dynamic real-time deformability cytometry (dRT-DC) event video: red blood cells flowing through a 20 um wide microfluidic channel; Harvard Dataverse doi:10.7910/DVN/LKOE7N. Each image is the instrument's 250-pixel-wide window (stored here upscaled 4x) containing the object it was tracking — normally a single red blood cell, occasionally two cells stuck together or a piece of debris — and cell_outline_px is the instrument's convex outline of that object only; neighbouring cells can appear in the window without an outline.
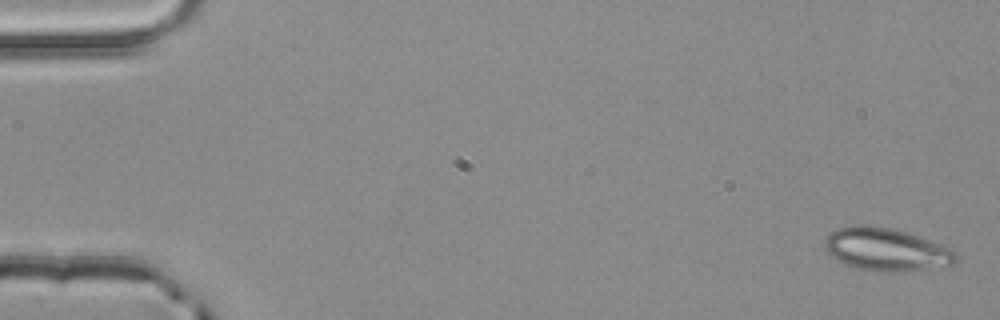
{"species": "common noctule bat (a hibernating species)", "species_latin": "Nyctalus noctula", "temperature_condition": "room temperature", "stored_images_in_passage": 4, "camera_frame_rate_fps": 3000, "um_per_image_px": 0.085, "animal": {"sex": "male", "body_mass_g": 20.4}, "frame": {"image": 1, "passage_image": 1, "time_ms": 0.0, "image_size_px": [1000, 320], "cell_outline_px": [[960, 260], [952, 264], [904, 272], [884, 272], [860, 268], [848, 264], [832, 256], [824, 248], [824, 240], [836, 228], [852, 224], [868, 224], [892, 228], [940, 244], [956, 252]], "centroid_in_image_um": [75.32, 21.19], "position_along_channel_um": 9.7, "area_um2": 32.48}}